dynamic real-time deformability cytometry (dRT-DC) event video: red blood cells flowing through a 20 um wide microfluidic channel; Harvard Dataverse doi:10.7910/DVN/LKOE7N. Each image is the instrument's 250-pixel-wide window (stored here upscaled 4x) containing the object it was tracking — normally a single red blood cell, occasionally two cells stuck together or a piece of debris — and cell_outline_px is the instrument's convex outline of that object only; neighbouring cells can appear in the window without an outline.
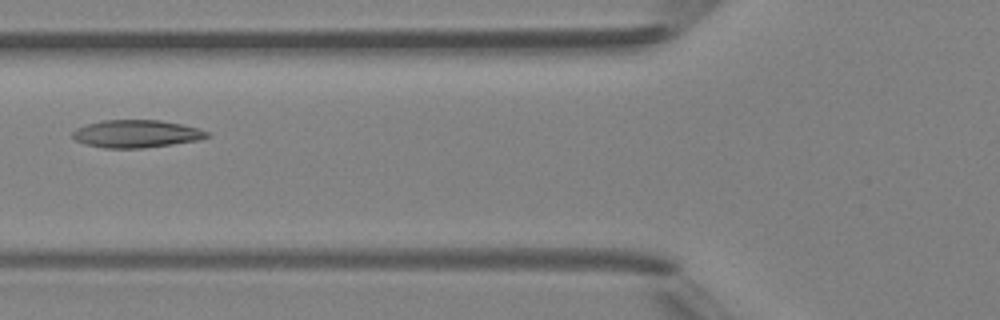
{"species": "Egyptian fruit bat (a non-hibernating species)", "species_latin": "Rousettus aegyptiacus", "temperature_condition": "room temperature", "stored_images_in_passage": 2, "camera_frame_rate_fps": 3000, "um_per_image_px": 0.085, "animal": {"sex": "female"}, "frame": {"image": 1, "passage_image": 2, "time_ms": 1.0, "image_size_px": [1000, 320], "cell_outline_px": [[212, 136], [196, 140], [172, 144], [144, 148], [104, 148], [84, 144], [76, 140], [72, 136], [72, 132], [76, 128], [88, 124], [104, 120], [160, 120], [200, 128], [208, 132]], "centroid_in_image_um": [11.59, 11.37], "position_along_channel_um": 114.2, "area_um2": 21.62}}